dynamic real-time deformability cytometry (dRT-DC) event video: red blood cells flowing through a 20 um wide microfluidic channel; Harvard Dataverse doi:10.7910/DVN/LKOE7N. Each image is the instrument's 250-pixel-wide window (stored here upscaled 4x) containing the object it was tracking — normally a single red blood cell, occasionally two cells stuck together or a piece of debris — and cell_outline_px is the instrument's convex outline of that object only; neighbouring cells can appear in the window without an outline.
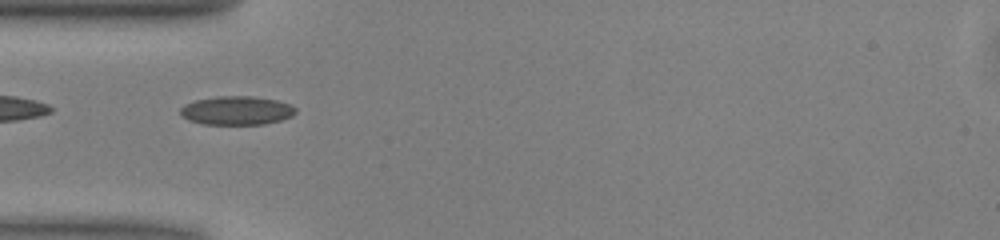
{"species": "common noctule bat (a hibernating species)", "species_latin": "Nyctalus noctula", "temperature_condition": "warm", "stored_images_in_passage": 34, "camera_frame_rate_fps": 3000, "um_per_image_px": 0.085, "animal": {"sex": "male", "body_mass_g": 13.0, "forearm_length_mm": 53.1}, "frame": {"image": 1, "passage_image": 1, "time_ms": 0.0, "image_size_px": [1000, 240], "cell_outline_px": [[296, 112], [292, 116], [280, 120], [264, 124], [204, 124], [188, 120], [180, 116], [180, 108], [184, 104], [196, 100], [216, 96], [252, 96], [276, 100], [292, 104], [296, 108]], "centroid_in_image_um": [20.11, 9.39], "position_along_channel_um": 64.9, "area_um2": 19.42}}
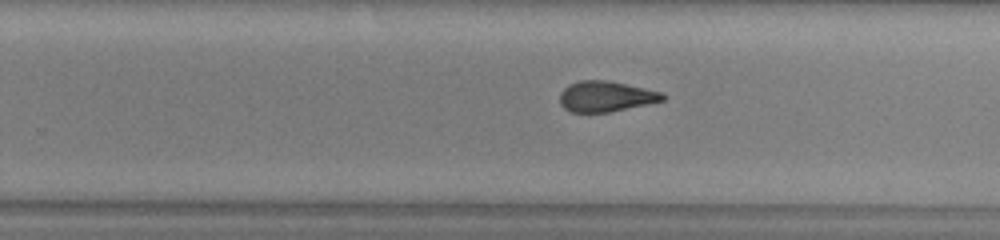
{"frame": {"image": 2, "passage_image": 15, "time_ms": 4.667, "image_size_px": [1000, 240], "cell_outline_px": [[664, 100], [608, 112], [572, 112], [564, 108], [560, 104], [560, 92], [568, 84], [580, 80], [608, 80], [664, 92]], "centroid_in_image_um": [51.47, 8.18], "position_along_channel_um": 278.3, "area_um2": 18.26}}
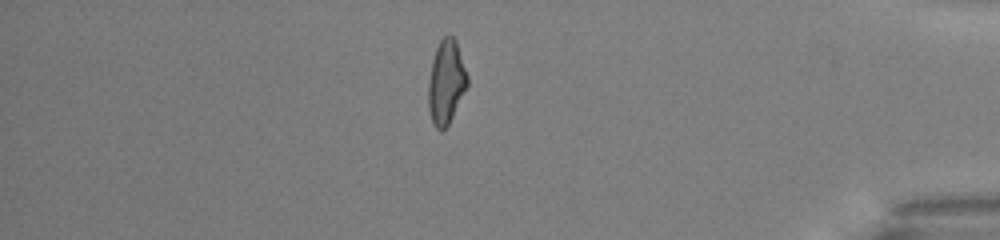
{"frame": {"image": 3, "passage_image": 27, "time_ms": 8.667, "image_size_px": [1000, 240], "cell_outline_px": [[468, 84], [448, 124], [440, 132], [432, 124], [428, 108], [428, 80], [432, 60], [436, 48], [440, 40], [444, 36], [452, 36], [456, 40], [468, 76]], "centroid_in_image_um": [37.9, 6.98], "position_along_channel_um": 397.3, "area_um2": 19.02}, "authors_computed_cell_mechanics": {"area_um2": 18.9006, "velocity_mm_per_s": 4.0436, "shape_relaxation_time_tau1_ms": 5.3175, "shape_relaxation_time_tau2_ms": 1.7395, "deformation_change_tau1": 0.1, "deformation_change_tau2": 0.0819}}